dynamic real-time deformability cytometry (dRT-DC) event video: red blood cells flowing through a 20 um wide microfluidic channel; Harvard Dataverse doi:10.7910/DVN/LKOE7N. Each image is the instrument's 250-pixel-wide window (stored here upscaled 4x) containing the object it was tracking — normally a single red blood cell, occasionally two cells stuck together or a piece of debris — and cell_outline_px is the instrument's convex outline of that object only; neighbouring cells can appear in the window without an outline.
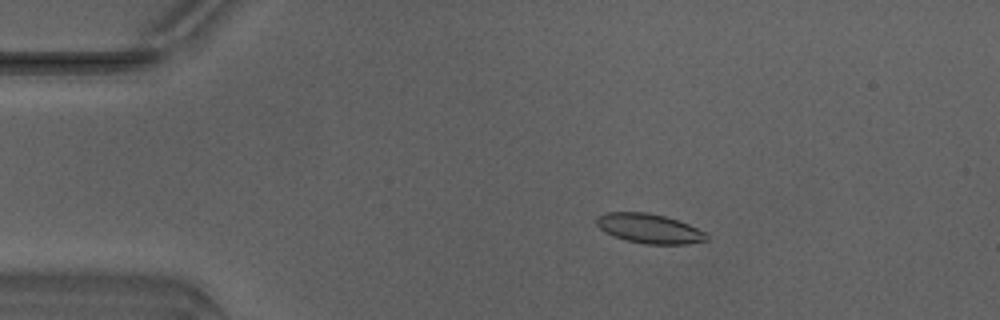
{"species": "Egyptian fruit bat (a non-hibernating species)", "species_latin": "Rousettus aegyptiacus", "temperature_condition": "warm", "stored_images_in_passage": 13, "camera_frame_rate_fps": 3000, "um_per_image_px": 0.085, "animal": {"sex": "male"}, "frame": {"image": 1, "passage_image": 7, "time_ms": 2.0, "image_size_px": [1000, 320], "cell_outline_px": [[708, 240], [688, 244], [648, 244], [628, 240], [616, 236], [600, 228], [596, 224], [596, 216], [608, 212], [648, 212], [664, 216], [688, 224], [704, 232], [708, 236]], "centroid_in_image_um": [55.2, 19.41], "position_along_channel_um": 29.8, "area_um2": 18.61}}